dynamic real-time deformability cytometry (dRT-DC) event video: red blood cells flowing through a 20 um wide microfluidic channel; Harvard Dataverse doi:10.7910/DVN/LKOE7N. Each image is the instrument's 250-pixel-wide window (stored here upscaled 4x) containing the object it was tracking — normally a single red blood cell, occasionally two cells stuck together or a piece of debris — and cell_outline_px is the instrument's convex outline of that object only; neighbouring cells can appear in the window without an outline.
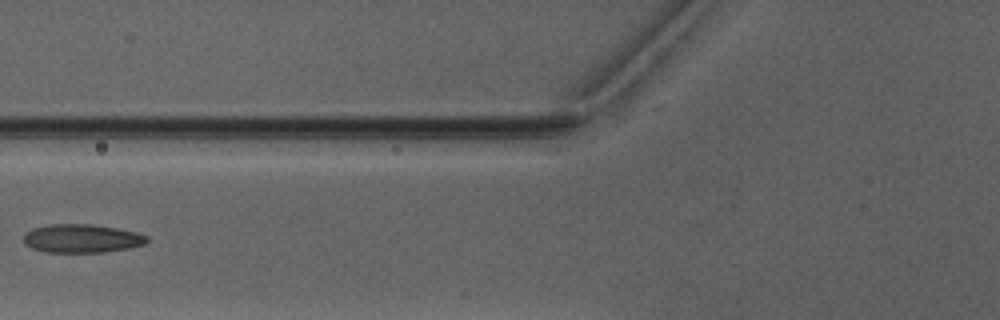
{"species": "Egyptian fruit bat (a non-hibernating species)", "species_latin": "Rousettus aegyptiacus", "temperature_condition": "warm", "stored_images_in_passage": 3, "camera_frame_rate_fps": 3000, "um_per_image_px": 0.085, "animal": {"sex": "male"}, "frame": {"image": 1, "passage_image": 3, "time_ms": 2.333, "image_size_px": [1000, 320], "cell_outline_px": [[148, 240], [144, 244], [128, 248], [104, 252], [48, 252], [32, 248], [24, 244], [24, 236], [32, 228], [52, 224], [92, 224], [116, 228], [136, 232], [148, 236]], "centroid_in_image_um": [6.96, 20.27], "position_along_channel_um": 118.8, "area_um2": 20.35}}